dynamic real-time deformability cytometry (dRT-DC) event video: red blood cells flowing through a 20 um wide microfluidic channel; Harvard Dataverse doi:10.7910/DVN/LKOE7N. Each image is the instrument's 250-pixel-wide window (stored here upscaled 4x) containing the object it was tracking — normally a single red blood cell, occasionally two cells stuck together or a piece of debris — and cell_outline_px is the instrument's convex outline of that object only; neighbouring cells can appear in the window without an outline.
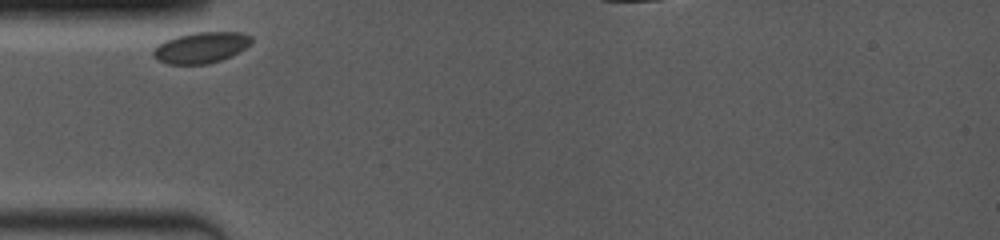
{"species": "common noctule bat (a hibernating species)", "species_latin": "Nyctalus noctula", "temperature_condition": "room temperature", "stored_images_in_passage": 48, "camera_frame_rate_fps": 4000, "um_per_image_px": 0.085, "animal": {"sex": "female", "body_mass_g": 19.0, "forearm_length_mm": 53.3}, "frame": {"image": 1, "passage_image": 1, "time_ms": 0.0, "image_size_px": [1000, 240], "cell_outline_px": [[252, 40], [244, 48], [232, 56], [208, 64], [168, 64], [156, 60], [152, 56], [152, 52], [164, 40], [176, 36], [196, 32], [240, 32], [252, 36]], "centroid_in_image_um": [17.06, 4.05], "position_along_channel_um": 67.9, "area_um2": 17.69}}
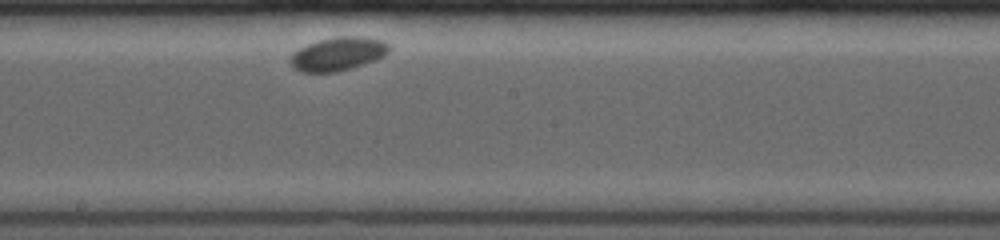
{"frame": {"image": 2, "passage_image": 27, "time_ms": 4.5, "image_size_px": [1000, 240], "cell_outline_px": [[388, 52], [384, 56], [336, 72], [300, 72], [292, 68], [288, 60], [300, 48], [308, 44], [320, 40], [340, 36], [368, 36], [384, 40], [388, 44]], "centroid_in_image_um": [28.71, 4.57], "position_along_channel_um": 219.5, "area_um2": 19.02}}
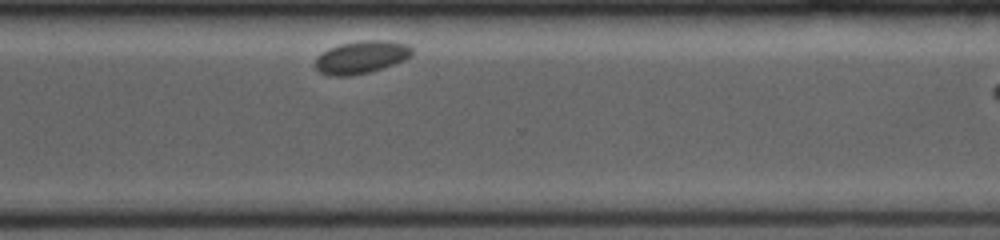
{"frame": {"image": 3, "passage_image": 45, "time_ms": 8.0, "image_size_px": [1000, 240], "cell_outline_px": [[412, 56], [404, 60], [368, 72], [352, 76], [332, 76], [320, 72], [316, 68], [316, 56], [328, 48], [340, 44], [360, 40], [388, 40], [408, 44], [412, 48]], "centroid_in_image_um": [30.71, 4.84], "position_along_channel_um": 339.9, "area_um2": 18.44}}